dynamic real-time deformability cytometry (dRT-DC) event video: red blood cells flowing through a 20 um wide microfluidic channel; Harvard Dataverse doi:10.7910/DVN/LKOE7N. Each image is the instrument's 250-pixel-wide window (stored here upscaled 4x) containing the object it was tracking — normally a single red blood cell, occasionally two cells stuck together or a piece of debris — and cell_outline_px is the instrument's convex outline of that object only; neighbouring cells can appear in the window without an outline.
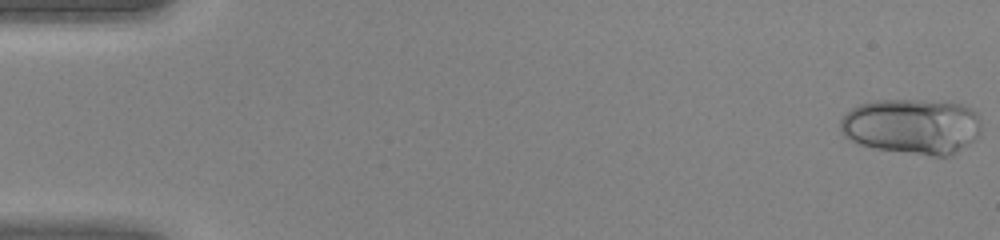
{"species": "human", "species_latin": "Homo sapiens", "temperature_condition": "warm", "stored_images_in_passage": 45, "camera_frame_rate_fps": 3000, "um_per_image_px": 0.085, "donor": {"sex": "female"}, "frame": {"image": 1, "passage_image": 1, "time_ms": 0.0, "image_size_px": [1000, 240], "cell_outline_px": [[980, 132], [968, 144], [956, 152], [948, 156], [932, 156], [876, 148], [860, 144], [844, 136], [840, 132], [840, 120], [856, 104], [876, 100], [920, 100], [964, 104], [976, 112], [980, 120]], "centroid_in_image_um": [77.51, 10.72], "position_along_channel_um": 7.5, "area_um2": 45.55}}
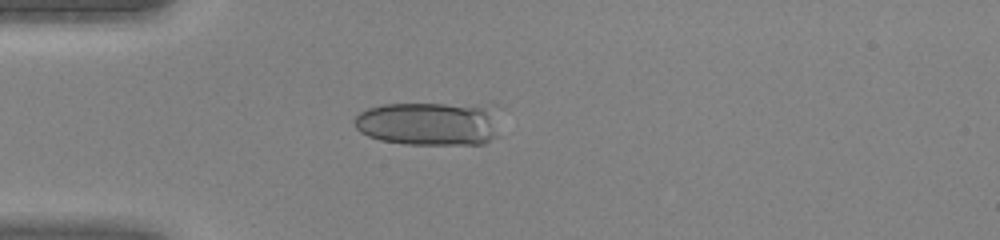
{"frame": {"image": 2, "passage_image": 13, "time_ms": 4.0, "image_size_px": [1000, 240], "cell_outline_px": [[500, 136], [484, 144], [404, 144], [380, 140], [368, 136], [360, 132], [356, 128], [352, 120], [360, 112], [368, 108], [384, 104], [496, 104]], "centroid_in_image_um": [36.57, 10.5], "position_along_channel_um": 48.4, "area_um2": 38.15}}